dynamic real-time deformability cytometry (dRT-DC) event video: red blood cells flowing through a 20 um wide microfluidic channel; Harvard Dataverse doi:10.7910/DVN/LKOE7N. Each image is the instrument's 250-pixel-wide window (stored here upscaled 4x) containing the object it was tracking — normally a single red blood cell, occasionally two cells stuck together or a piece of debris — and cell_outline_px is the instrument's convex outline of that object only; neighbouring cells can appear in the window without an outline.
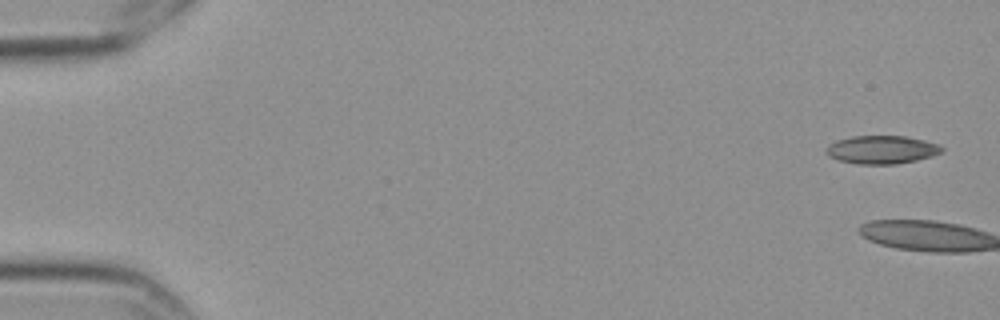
{"species": "Egyptian fruit bat (a non-hibernating species)", "species_latin": "Rousettus aegyptiacus", "temperature_condition": "cold", "stored_images_in_passage": 6, "camera_frame_rate_fps": 3000, "um_per_image_px": 0.085, "frame": {"image": 1, "passage_image": 1, "time_ms": 0.0, "image_size_px": [1000, 320], "cell_outline_px": [[944, 152], [932, 156], [916, 160], [896, 164], [856, 164], [840, 160], [828, 156], [824, 152], [828, 144], [836, 140], [852, 136], [904, 136], [924, 140], [936, 144], [944, 148]], "centroid_in_image_um": [74.92, 12.72], "position_along_channel_um": 10.1, "area_um2": 19.07}}